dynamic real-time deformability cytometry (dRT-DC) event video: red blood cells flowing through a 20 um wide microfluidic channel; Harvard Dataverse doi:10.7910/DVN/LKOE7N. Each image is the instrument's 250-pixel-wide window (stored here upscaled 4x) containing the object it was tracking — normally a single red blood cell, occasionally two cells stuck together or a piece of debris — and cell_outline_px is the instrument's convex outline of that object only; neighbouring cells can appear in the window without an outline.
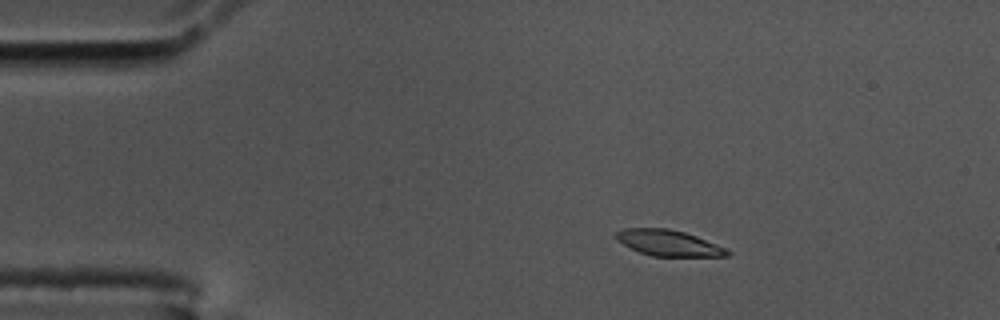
{"species": "common noctule bat (a hibernating species)", "species_latin": "Nyctalus noctula", "temperature_condition": "cold", "stored_images_in_passage": 57, "camera_frame_rate_fps": 3000, "um_per_image_px": 0.085, "animal": {"sex": "male", "body_mass_g": 17.5, "forearm_length_mm": 52.3}, "frame": {"image": 1, "passage_image": 9, "time_ms": 2.667, "image_size_px": [1000, 320], "cell_outline_px": [[732, 252], [728, 256], [652, 256], [640, 252], [616, 240], [616, 232], [624, 228], [668, 228], [684, 232], [696, 236], [716, 244]], "centroid_in_image_um": [56.82, 20.65], "position_along_channel_um": 28.2, "area_um2": 16.59}}
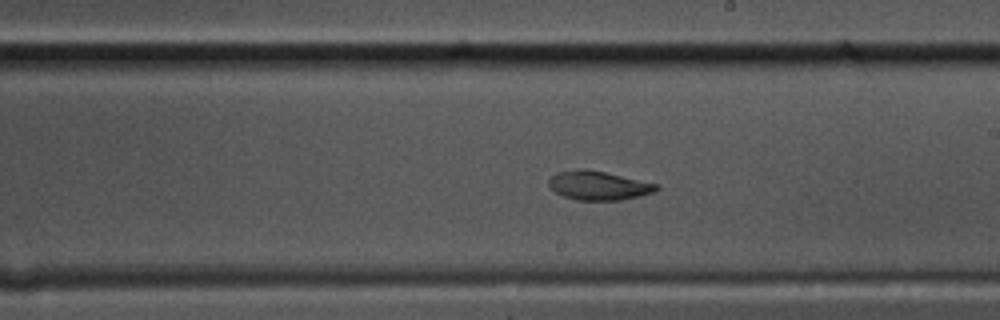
{"frame": {"image": 2, "passage_image": 32, "time_ms": 10.333, "image_size_px": [1000, 320], "cell_outline_px": [[660, 188], [652, 192], [640, 196], [620, 200], [576, 200], [564, 196], [556, 192], [548, 184], [548, 180], [556, 172], [584, 168], [604, 172], [660, 184]], "centroid_in_image_um": [50.88, 15.76], "position_along_channel_um": 238.1, "area_um2": 18.09}}
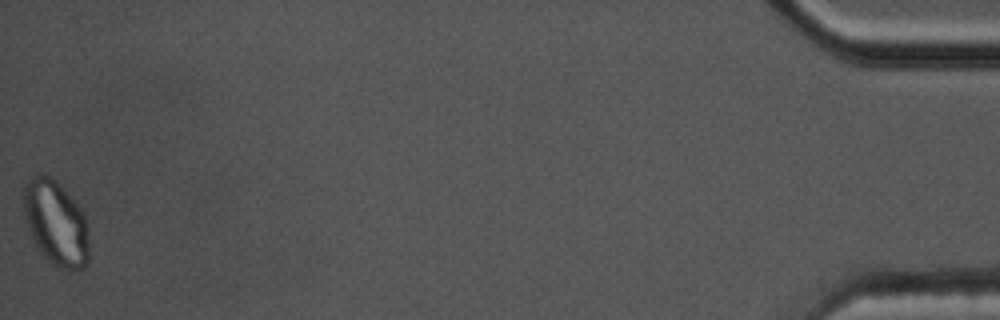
{"frame": {"image": 3, "passage_image": 57, "time_ms": 18.667, "image_size_px": [1000, 320], "cell_outline_px": [[88, 264], [84, 268], [76, 272], [60, 268], [52, 264], [40, 252], [32, 240], [24, 216], [24, 184], [36, 172], [44, 172], [56, 180], [72, 196], [84, 212], [88, 224]], "centroid_in_image_um": [4.76, 18.94], "position_along_channel_um": 430.4, "area_um2": 33.29}, "authors_computed_cell_mechanics": {"area_um2": 18.207, "velocity_mm_per_s": 3.4808, "shape_relaxation_time_tau1_ms": null, "shape_relaxation_time_tau2_ms": 2.3168, "deformation_change_tau1": null, "deformation_change_tau2": 0.0575}}